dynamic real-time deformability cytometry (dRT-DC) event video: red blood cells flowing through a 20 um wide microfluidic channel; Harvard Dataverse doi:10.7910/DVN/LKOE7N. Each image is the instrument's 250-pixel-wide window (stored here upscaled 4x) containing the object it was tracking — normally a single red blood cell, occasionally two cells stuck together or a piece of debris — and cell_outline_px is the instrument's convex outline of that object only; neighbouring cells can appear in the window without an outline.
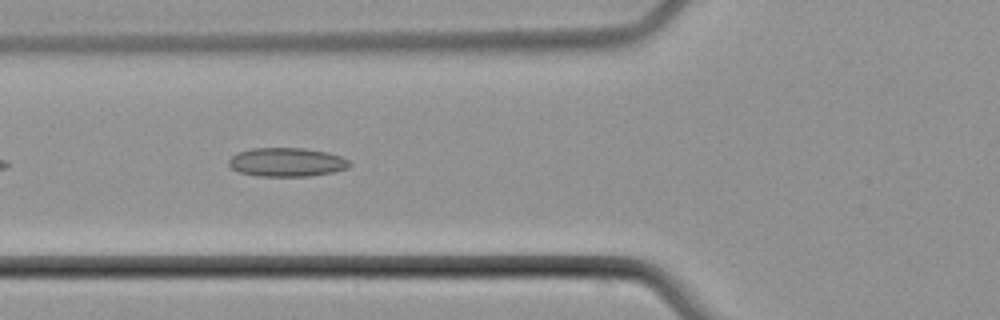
{"species": "common noctule bat (a hibernating species)", "species_latin": "Nyctalus noctula", "temperature_condition": "cold", "stored_images_in_passage": 6, "camera_frame_rate_fps": 3000, "um_per_image_px": 0.085, "animal": {"sex": "male", "body_mass_g": 21.5, "forearm_length_mm": 52.0}, "frame": {"image": 1, "passage_image": 6, "time_ms": 6.0, "image_size_px": [1000, 320], "cell_outline_px": [[352, 164], [348, 168], [332, 172], [308, 176], [260, 176], [240, 172], [232, 168], [228, 164], [228, 160], [236, 152], [252, 148], [304, 148], [328, 152], [340, 156], [348, 160]], "centroid_in_image_um": [24.37, 13.77], "position_along_channel_um": 101.4, "area_um2": 20.29}}